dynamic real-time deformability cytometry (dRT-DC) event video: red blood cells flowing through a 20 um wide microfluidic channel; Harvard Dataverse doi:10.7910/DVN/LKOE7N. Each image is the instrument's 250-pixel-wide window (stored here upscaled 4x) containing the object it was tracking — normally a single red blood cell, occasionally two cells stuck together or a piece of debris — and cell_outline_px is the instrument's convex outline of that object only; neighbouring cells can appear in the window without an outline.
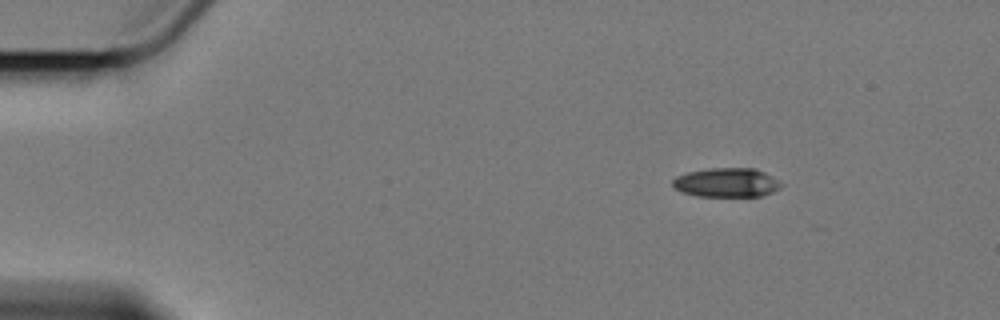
{"species": "Egyptian fruit bat (a non-hibernating species)", "species_latin": "Rousettus aegyptiacus", "temperature_condition": "cold", "stored_images_in_passage": 5, "camera_frame_rate_fps": 3000, "um_per_image_px": 0.085, "animal": {"sex": "female"}, "frame": {"image": 1, "passage_image": 1, "time_ms": 0.0, "image_size_px": [1000, 320], "cell_outline_px": [[784, 184], [780, 188], [772, 192], [760, 196], [696, 196], [680, 192], [672, 184], [672, 180], [676, 176], [688, 172], [708, 168], [752, 168], [764, 172], [772, 176]], "centroid_in_image_um": [61.75, 15.52], "position_along_channel_um": 23.2, "area_um2": 18.5}}
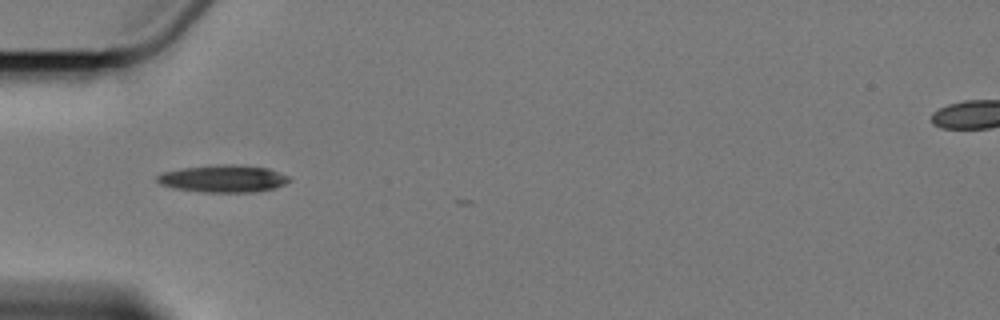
{"frame": {"image": 2, "passage_image": 4, "time_ms": 3.667, "image_size_px": [1000, 320], "cell_outline_px": [[292, 180], [276, 188], [256, 192], [204, 192], [172, 188], [160, 184], [156, 180], [156, 176], [164, 172], [184, 168], [224, 164], [268, 168], [288, 176]], "centroid_in_image_um": [18.98, 15.2], "position_along_channel_um": 66.0, "area_um2": 20.81}}
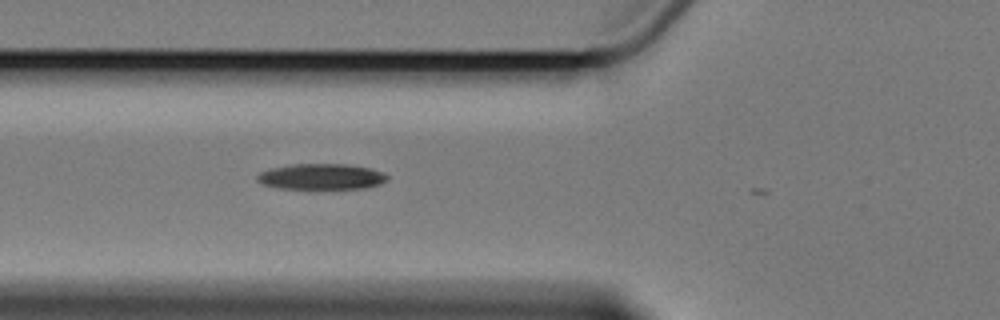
{"frame": {"image": 3, "passage_image": 5, "time_ms": 4.667, "image_size_px": [1000, 320], "cell_outline_px": [[388, 180], [380, 184], [364, 188], [316, 192], [308, 192], [276, 188], [260, 184], [256, 180], [256, 176], [260, 172], [272, 168], [292, 164], [348, 164], [372, 168], [384, 172], [388, 176]], "centroid_in_image_um": [27.3, 15.08], "position_along_channel_um": 98.5, "area_um2": 21.04}}